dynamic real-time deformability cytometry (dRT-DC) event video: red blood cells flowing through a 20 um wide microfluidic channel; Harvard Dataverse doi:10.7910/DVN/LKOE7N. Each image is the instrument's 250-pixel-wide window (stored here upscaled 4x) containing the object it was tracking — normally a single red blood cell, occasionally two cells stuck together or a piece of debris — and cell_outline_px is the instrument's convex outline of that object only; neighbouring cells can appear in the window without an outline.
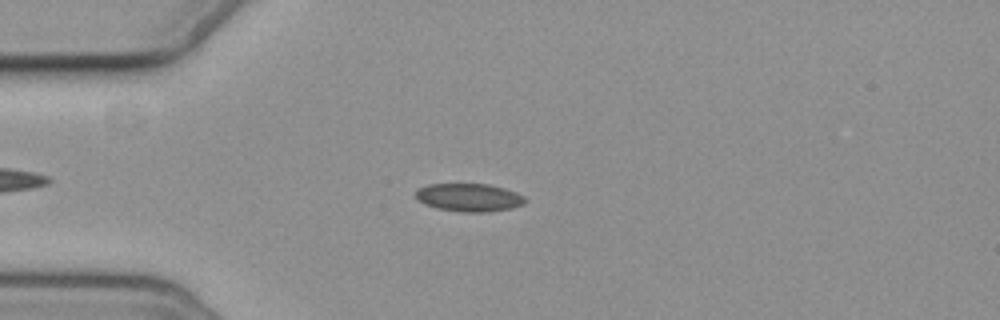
{"species": "common noctule bat (a hibernating species)", "species_latin": "Nyctalus noctula", "temperature_condition": "cold", "stored_images_in_passage": 9, "camera_frame_rate_fps": 3000, "um_per_image_px": 0.085, "animal": {"sex": "female", "body_mass_g": 19.3, "forearm_length_mm": 54.1}, "frame": {"image": 1, "passage_image": 3, "time_ms": 3.333, "image_size_px": [1000, 320], "cell_outline_px": [[528, 200], [524, 204], [512, 208], [488, 212], [460, 212], [436, 208], [424, 204], [416, 196], [416, 188], [428, 184], [488, 184], [504, 188], [516, 192], [524, 196]], "centroid_in_image_um": [39.89, 16.79], "position_along_channel_um": 45.1, "area_um2": 18.03}}
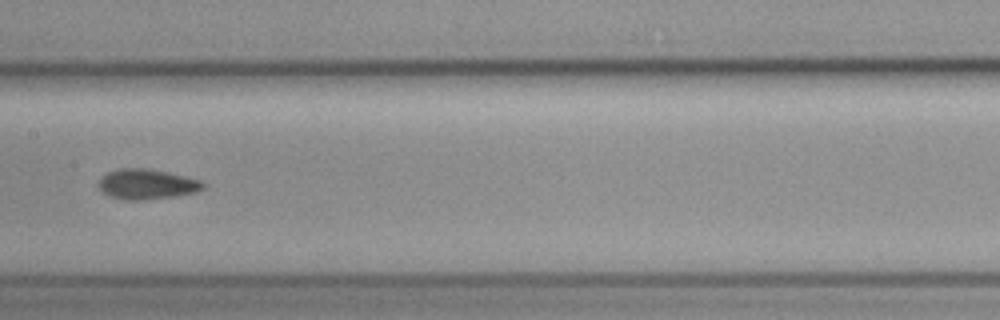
{"frame": {"image": 2, "passage_image": 7, "time_ms": 8.0, "image_size_px": [1000, 320], "cell_outline_px": [[204, 188], [196, 192], [176, 196], [144, 200], [124, 200], [100, 192], [96, 184], [108, 172], [120, 168], [148, 168], [168, 172], [200, 180], [204, 184]], "centroid_in_image_um": [12.45, 15.66], "position_along_channel_um": 194.9, "area_um2": 18.44}}
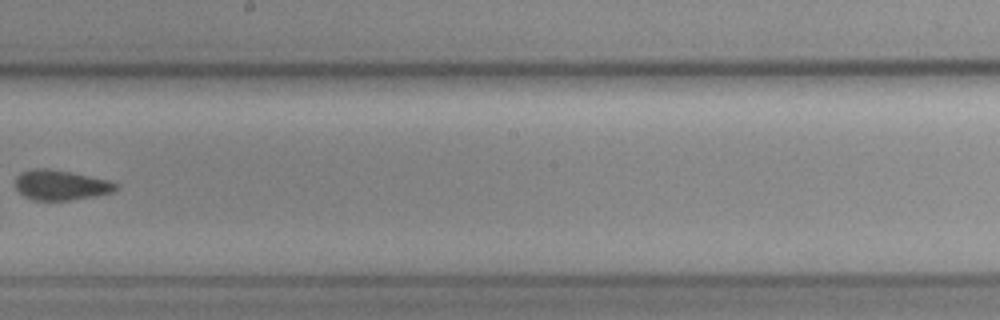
{"frame": {"image": 3, "passage_image": 8, "time_ms": 9.333, "image_size_px": [1000, 320], "cell_outline_px": [[120, 188], [112, 192], [96, 196], [68, 200], [32, 200], [24, 196], [16, 188], [16, 176], [20, 172], [36, 168], [48, 168], [72, 172], [108, 180], [120, 184]], "centroid_in_image_um": [5.2, 15.72], "position_along_channel_um": 243.0, "area_um2": 17.74}}